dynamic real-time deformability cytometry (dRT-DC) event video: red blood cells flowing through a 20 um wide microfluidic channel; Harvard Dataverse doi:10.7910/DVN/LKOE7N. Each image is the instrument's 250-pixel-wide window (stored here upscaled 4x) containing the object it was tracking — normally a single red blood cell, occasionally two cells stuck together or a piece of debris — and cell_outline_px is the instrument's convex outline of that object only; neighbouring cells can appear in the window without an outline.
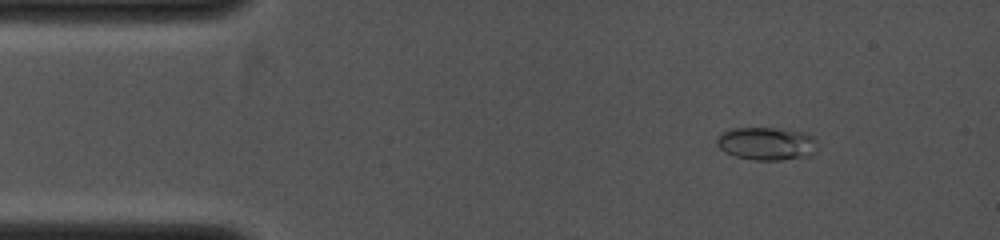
{"species": "common noctule bat (a hibernating species)", "species_latin": "Nyctalus noctula", "temperature_condition": "cold", "stored_images_in_passage": 9, "camera_frame_rate_fps": 4000, "um_per_image_px": 0.085, "animal": {"sex": "female", "body_mass_g": 19.0, "forearm_length_mm": 53.3}, "frame": {"image": 1, "passage_image": 2, "time_ms": 1.0, "image_size_px": [1000, 240], "cell_outline_px": [[816, 152], [808, 156], [780, 160], [752, 160], [736, 156], [724, 152], [716, 144], [716, 136], [720, 132], [732, 128], [772, 128], [804, 132], [812, 136], [816, 140]], "centroid_in_image_um": [65.12, 12.2], "position_along_channel_um": 19.9, "area_um2": 19.48}}
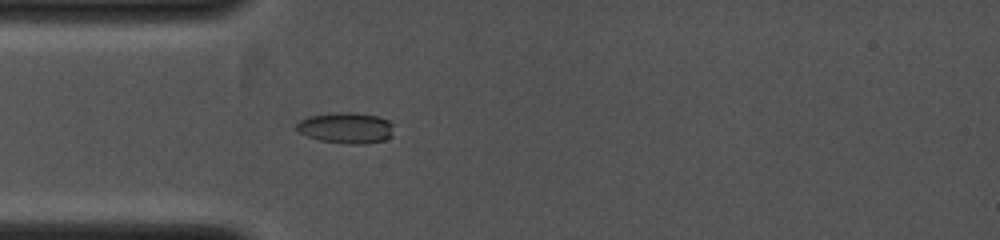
{"frame": {"image": 2, "passage_image": 6, "time_ms": 3.0, "image_size_px": [1000, 240], "cell_outline_px": [[392, 136], [384, 140], [364, 144], [348, 144], [320, 140], [308, 136], [300, 132], [296, 128], [296, 124], [300, 120], [308, 116], [336, 112], [356, 112], [376, 116], [388, 120], [392, 124]], "centroid_in_image_um": [29.42, 10.86], "position_along_channel_um": 55.6, "area_um2": 17.51}}
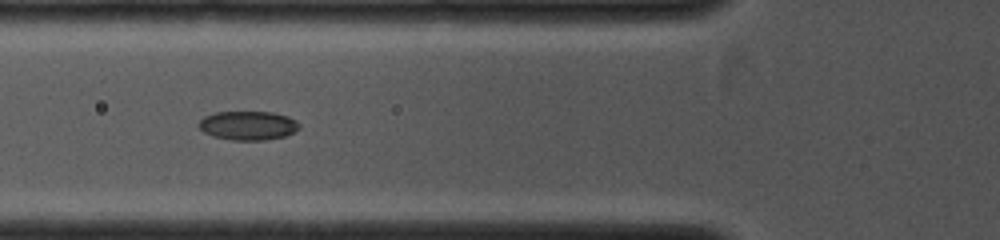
{"frame": {"image": 3, "passage_image": 8, "time_ms": 4.0, "image_size_px": [1000, 240], "cell_outline_px": [[300, 128], [284, 136], [264, 140], [232, 140], [212, 136], [204, 132], [196, 124], [204, 116], [216, 112], [272, 112], [288, 116], [296, 120], [300, 124]], "centroid_in_image_um": [21.07, 10.66], "position_along_channel_um": 104.7, "area_um2": 16.99}}